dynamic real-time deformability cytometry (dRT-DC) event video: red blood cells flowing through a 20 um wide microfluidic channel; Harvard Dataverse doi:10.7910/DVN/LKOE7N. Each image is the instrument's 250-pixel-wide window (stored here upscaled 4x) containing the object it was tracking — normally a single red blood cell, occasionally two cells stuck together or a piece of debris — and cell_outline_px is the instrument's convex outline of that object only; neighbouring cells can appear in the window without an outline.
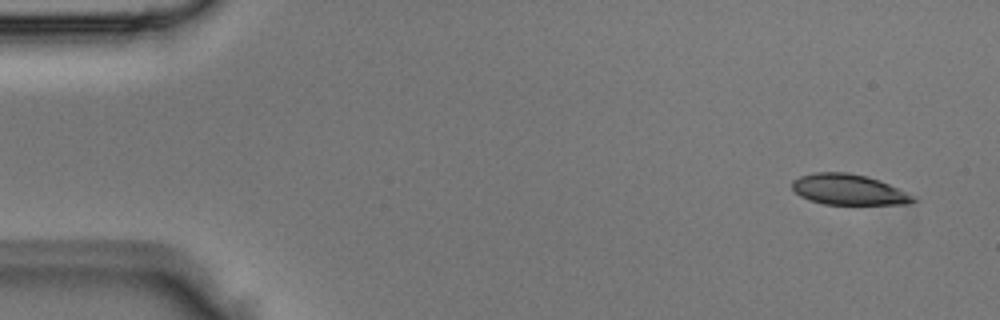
{"species": "Egyptian fruit bat (a non-hibernating species)", "species_latin": "Rousettus aegyptiacus", "temperature_condition": "room temperature", "stored_images_in_passage": 4, "camera_frame_rate_fps": 3000, "um_per_image_px": 0.085, "animal": {"sex": "male"}, "frame": {"image": 1, "passage_image": 1, "time_ms": 0.0, "image_size_px": [1000, 320], "cell_outline_px": [[920, 200], [908, 204], [824, 204], [800, 196], [792, 188], [792, 180], [800, 176], [816, 172], [848, 172], [880, 180]], "centroid_in_image_um": [72.11, 16.11], "position_along_channel_um": 12.9, "area_um2": 21.33}}
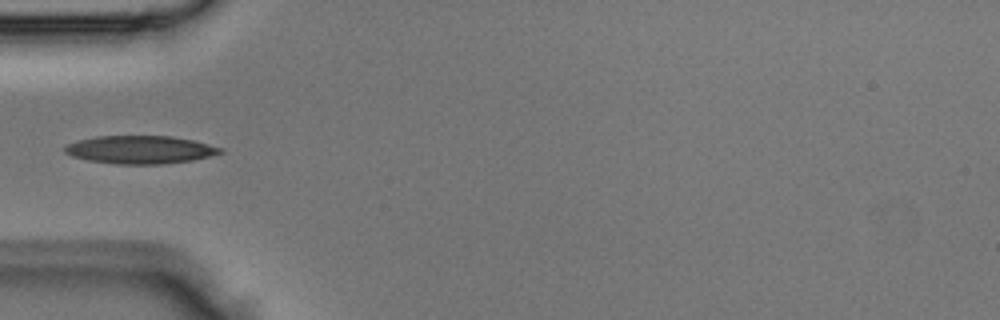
{"frame": {"image": 2, "passage_image": 4, "time_ms": 1.0, "image_size_px": [1000, 320], "cell_outline_px": [[224, 152], [192, 160], [160, 164], [116, 164], [88, 160], [72, 156], [64, 152], [64, 148], [68, 144], [80, 140], [96, 136], [172, 136], [192, 140], [224, 148]], "centroid_in_image_um": [11.92, 12.72], "position_along_channel_um": 73.1, "area_um2": 25.2}}